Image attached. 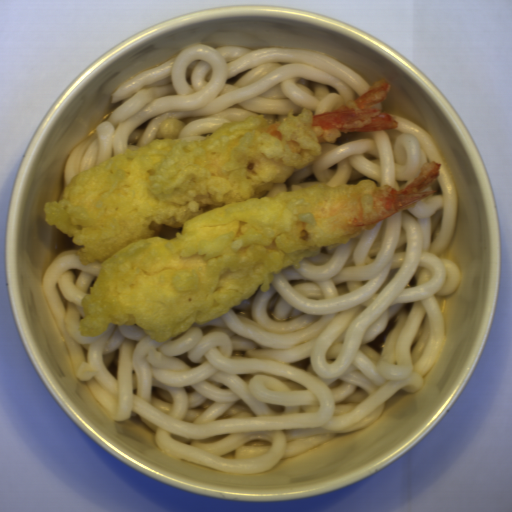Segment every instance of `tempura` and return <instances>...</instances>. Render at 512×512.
Masks as SVG:
<instances>
[{
    "instance_id": "obj_1",
    "label": "tempura",
    "mask_w": 512,
    "mask_h": 512,
    "mask_svg": "<svg viewBox=\"0 0 512 512\" xmlns=\"http://www.w3.org/2000/svg\"><path fill=\"white\" fill-rule=\"evenodd\" d=\"M390 89L382 78L324 113L293 109L271 124L249 115L202 139L157 138L71 176L61 200L43 202V216L79 245L83 267L100 262L80 300V334L136 326L165 343L268 291L272 273L438 192L425 191L442 166L429 161L401 190L366 178L258 197L341 133L399 127L372 108Z\"/></svg>"
}]
</instances>
